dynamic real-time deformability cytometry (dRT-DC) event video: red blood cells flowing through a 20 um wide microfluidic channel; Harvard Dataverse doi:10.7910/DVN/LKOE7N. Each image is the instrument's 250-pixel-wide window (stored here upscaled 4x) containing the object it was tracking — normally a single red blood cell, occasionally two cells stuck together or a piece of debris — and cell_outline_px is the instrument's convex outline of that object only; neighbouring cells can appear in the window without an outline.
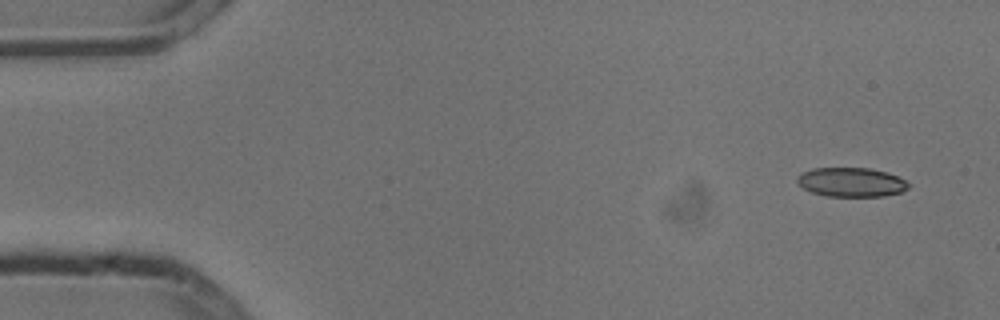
{"species": "common noctule bat (a hibernating species)", "species_latin": "Nyctalus noctula", "temperature_condition": "cold", "stored_images_in_passage": 5, "camera_frame_rate_fps": 3000, "um_per_image_px": 0.085, "animal": {"sex": "male", "body_mass_g": 13.3}, "frame": {"image": 1, "passage_image": 1, "time_ms": 0.0, "image_size_px": [1000, 320], "cell_outline_px": [[908, 188], [900, 192], [884, 196], [828, 196], [812, 192], [804, 188], [796, 180], [796, 176], [800, 172], [812, 168], [868, 168], [888, 172], [904, 180], [908, 184]], "centroid_in_image_um": [72.32, 15.47], "position_along_channel_um": 12.7, "area_um2": 18.84}}
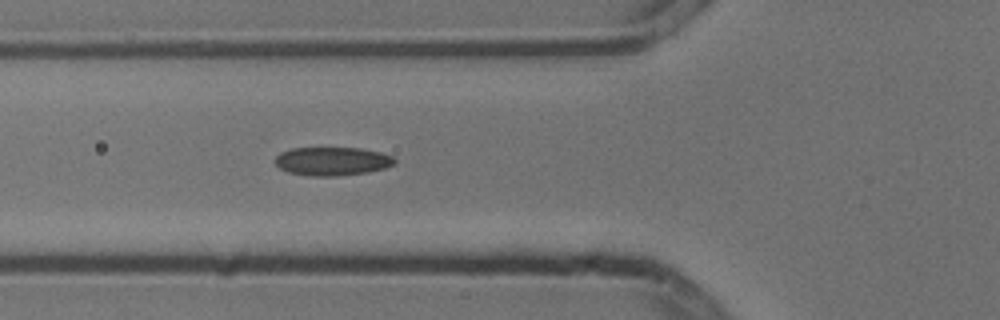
{"frame": {"image": 2, "passage_image": 5, "time_ms": 1.333, "image_size_px": [1000, 320], "cell_outline_px": [[396, 164], [384, 168], [368, 172], [336, 176], [312, 176], [288, 172], [280, 168], [276, 164], [276, 156], [280, 152], [292, 148], [360, 148], [380, 152], [392, 156], [396, 160]], "centroid_in_image_um": [28.25, 13.7], "position_along_channel_um": 97.5, "area_um2": 19.83}}